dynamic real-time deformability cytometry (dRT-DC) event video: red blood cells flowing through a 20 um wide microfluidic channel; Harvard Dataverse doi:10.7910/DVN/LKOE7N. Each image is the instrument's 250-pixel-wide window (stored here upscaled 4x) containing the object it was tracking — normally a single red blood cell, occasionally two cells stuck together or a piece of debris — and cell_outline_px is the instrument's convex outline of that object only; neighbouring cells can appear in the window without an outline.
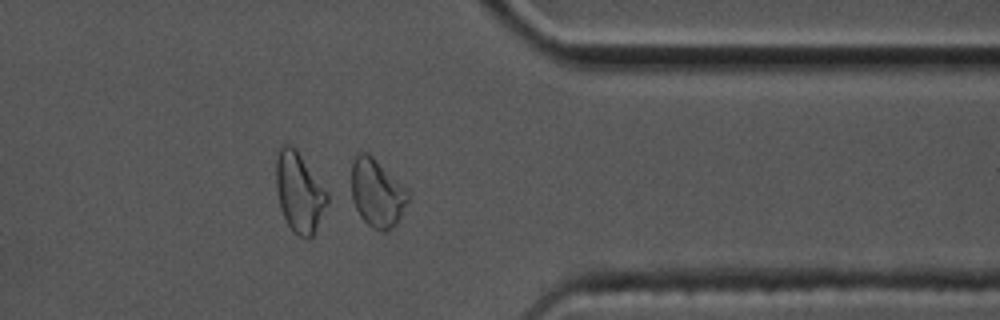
{"species": "common noctule bat (a hibernating species)", "species_latin": "Nyctalus noctula", "temperature_condition": "cold", "stored_images_in_passage": 56, "camera_frame_rate_fps": 3000, "um_per_image_px": 0.085, "animal": {"sex": "male", "body_mass_g": 17.5, "forearm_length_mm": 52.3}, "frame": {"image": 1, "passage_image": 45, "time_ms": 14.667, "image_size_px": [1000, 320], "cell_outline_px": [[408, 200], [396, 224], [388, 232], [380, 232], [372, 228], [360, 216], [352, 200], [352, 164], [356, 156], [360, 152], [368, 152], [408, 192]], "centroid_in_image_um": [32.02, 16.45], "position_along_channel_um": 379.4, "area_um2": 21.96}, "authors_computed_cell_mechanics": {"area_um2": 21.964, "velocity_mm_per_s": 3.4832, "shape_relaxation_time_tau1_ms": 10.9147, "shape_relaxation_time_tau2_ms": 2.6317, "deformation_change_tau1": 0.1654, "deformation_change_tau2": 0.0724}}